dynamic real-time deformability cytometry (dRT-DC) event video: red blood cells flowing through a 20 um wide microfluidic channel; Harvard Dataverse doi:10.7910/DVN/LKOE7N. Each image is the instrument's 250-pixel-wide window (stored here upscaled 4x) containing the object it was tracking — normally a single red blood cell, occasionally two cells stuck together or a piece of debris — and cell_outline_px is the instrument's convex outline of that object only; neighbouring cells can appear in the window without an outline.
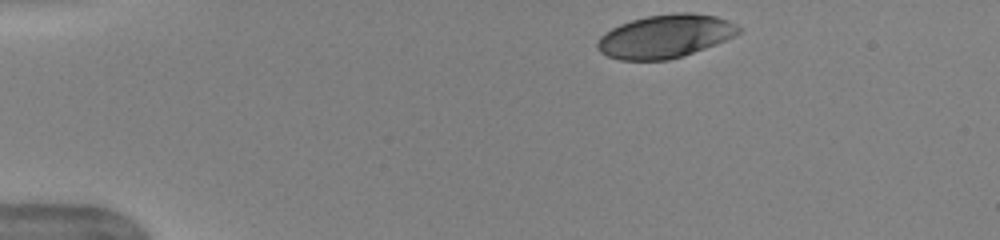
{"species": "human", "species_latin": "Homo sapiens", "temperature_condition": "warm", "stored_images_in_passage": 43, "camera_frame_rate_fps": 3000, "um_per_image_px": 0.085, "donor": {"sex": "female"}, "frame": {"image": 1, "passage_image": 1, "time_ms": 0.0, "image_size_px": [1000, 240], "cell_outline_px": [[740, 32], [724, 40], [704, 48], [668, 60], [620, 60], [608, 56], [600, 52], [596, 48], [596, 44], [600, 36], [604, 32], [620, 24], [632, 20], [648, 16], [676, 12], [692, 12], [716, 16], [728, 20], [736, 24], [740, 28]], "centroid_in_image_um": [56.5, 3.07], "position_along_channel_um": 28.5, "area_um2": 35.37}}
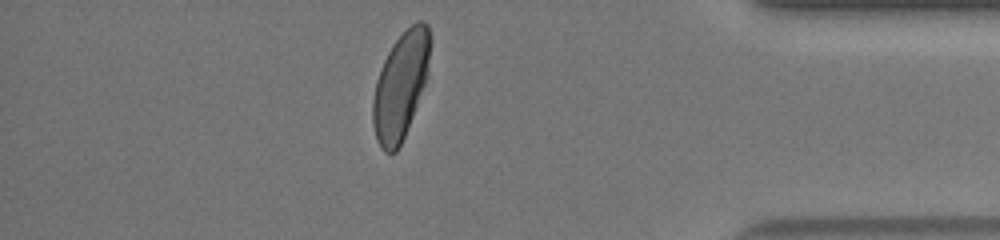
{"frame": {"image": 2, "passage_image": 37, "time_ms": 12.0, "image_size_px": [1000, 240], "cell_outline_px": [[428, 76], [404, 136], [396, 152], [384, 152], [376, 140], [372, 124], [372, 100], [376, 80], [384, 60], [392, 44], [416, 20], [424, 20], [428, 24]], "centroid_in_image_um": [34.01, 7.3], "position_along_channel_um": 401.2, "area_um2": 35.14}, "authors_computed_cell_mechanics": {"area_um2": 37.57, "velocity_mm_per_s": 3.9618, "shape_relaxation_time_tau1_ms": 3.7587, "shape_relaxation_time_tau2_ms": 0.8858, "deformation_change_tau1": 0.168, "deformation_change_tau2": 0.0444}}